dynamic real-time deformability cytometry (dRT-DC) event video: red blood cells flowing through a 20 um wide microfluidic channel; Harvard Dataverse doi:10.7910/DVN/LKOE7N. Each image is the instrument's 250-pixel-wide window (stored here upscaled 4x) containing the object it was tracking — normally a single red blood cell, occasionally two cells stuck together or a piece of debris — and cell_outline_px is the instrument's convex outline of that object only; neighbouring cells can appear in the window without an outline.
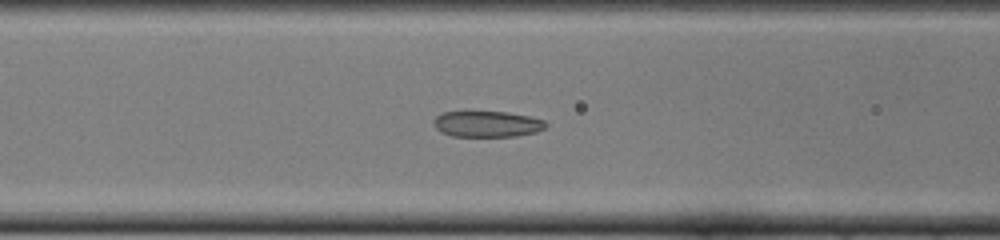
{"species": "common noctule bat (a hibernating species)", "species_latin": "Nyctalus noctula", "temperature_condition": "cold", "stored_images_in_passage": 47, "camera_frame_rate_fps": 3000, "um_per_image_px": 0.085, "animal": {"sex": "female", "body_mass_g": 22.0, "forearm_length_mm": 56.7}, "frame": {"image": 1, "passage_image": 21, "time_ms": 6.667, "image_size_px": [1000, 240], "cell_outline_px": [[548, 124], [544, 128], [536, 132], [516, 136], [452, 136], [440, 132], [432, 124], [432, 120], [436, 116], [444, 112], [508, 112], [528, 116], [544, 120]], "centroid_in_image_um": [41.38, 10.54], "position_along_channel_um": 125.2, "area_um2": 16.99}}
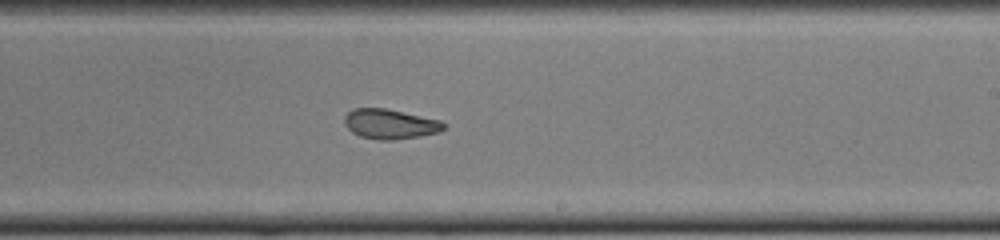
{"frame": {"image": 2, "passage_image": 31, "time_ms": 10.0, "image_size_px": [1000, 240], "cell_outline_px": [[448, 124], [440, 132], [420, 136], [392, 140], [376, 140], [360, 136], [352, 132], [344, 124], [344, 116], [352, 108], [384, 108], [440, 120]], "centroid_in_image_um": [33.15, 10.54], "position_along_channel_um": 255.9, "area_um2": 17.34}}
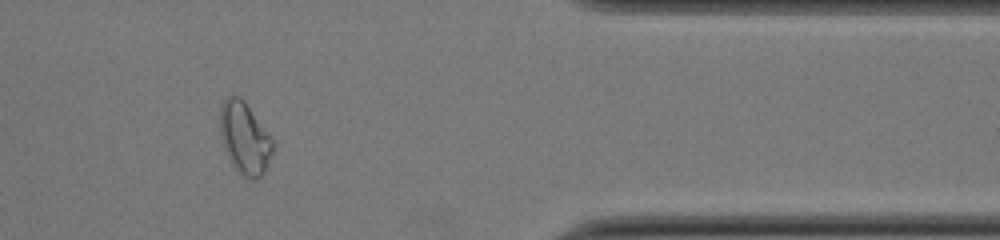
{"frame": {"image": 3, "passage_image": 43, "time_ms": 14.0, "image_size_px": [1000, 240], "cell_outline_px": [[276, 144], [268, 164], [264, 172], [256, 180], [248, 180], [232, 164], [224, 148], [220, 136], [220, 108], [224, 100], [232, 92], [240, 96], [244, 100]], "centroid_in_image_um": [20.8, 11.72], "position_along_channel_um": 390.6, "area_um2": 22.31}}